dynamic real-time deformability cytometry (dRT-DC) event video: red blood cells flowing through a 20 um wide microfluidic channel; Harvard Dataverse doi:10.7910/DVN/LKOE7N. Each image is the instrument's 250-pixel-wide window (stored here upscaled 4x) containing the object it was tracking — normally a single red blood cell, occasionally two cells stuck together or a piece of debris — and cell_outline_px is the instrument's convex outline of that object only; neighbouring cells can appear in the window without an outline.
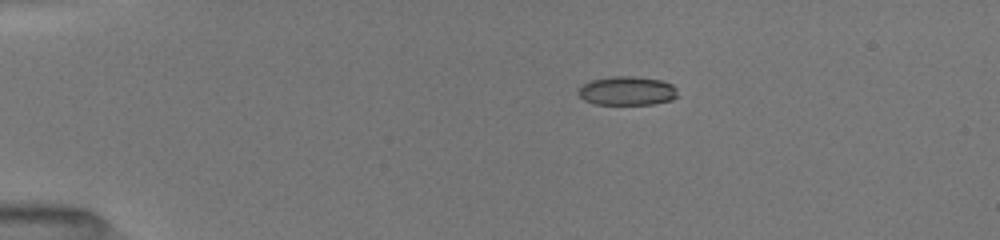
{"species": "common noctule bat (a hibernating species)", "species_latin": "Nyctalus noctula", "temperature_condition": "room temperature", "stored_images_in_passage": 15, "camera_frame_rate_fps": 3000, "um_per_image_px": 0.085, "animal": {"sex": "female", "body_mass_g": 19.5, "forearm_length_mm": 54.1}, "frame": {"image": 1, "passage_image": 1, "time_ms": 0.0, "image_size_px": [1000, 240], "cell_outline_px": [[680, 96], [672, 100], [652, 104], [596, 104], [584, 100], [576, 92], [584, 84], [592, 80], [612, 76], [632, 76], [660, 80], [672, 84], [676, 88]], "centroid_in_image_um": [53.34, 7.73], "position_along_channel_um": 31.7, "area_um2": 16.76}}
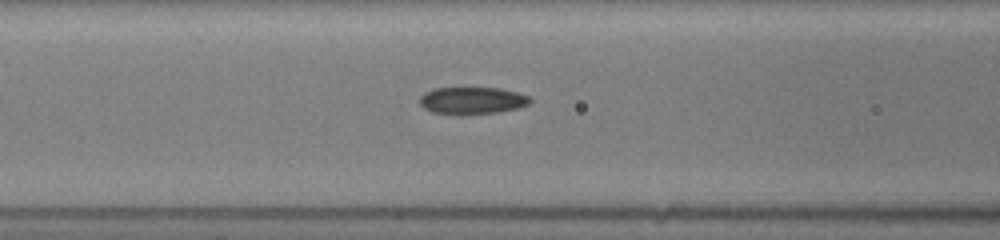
{"frame": {"image": 2, "passage_image": 11, "time_ms": 4.0, "image_size_px": [1000, 240], "cell_outline_px": [[532, 100], [528, 104], [520, 108], [496, 112], [460, 116], [432, 112], [424, 108], [420, 104], [420, 96], [424, 92], [432, 88], [500, 88], [516, 92], [528, 96]], "centroid_in_image_um": [40.1, 8.56], "position_along_channel_um": 126.5, "area_um2": 17.74}}
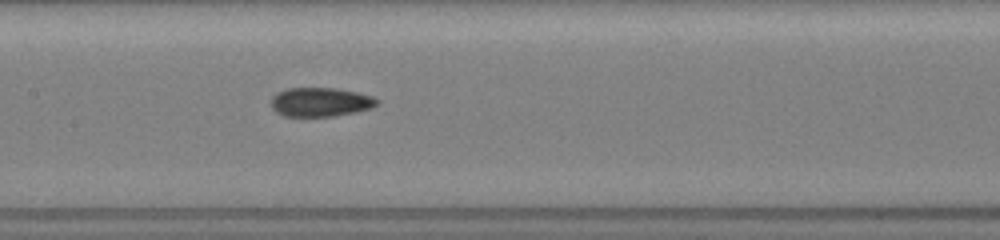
{"frame": {"image": 3, "passage_image": 15, "time_ms": 5.333, "image_size_px": [1000, 240], "cell_outline_px": [[380, 104], [372, 108], [356, 112], [332, 116], [284, 116], [276, 112], [272, 108], [272, 96], [276, 92], [288, 88], [336, 88], [356, 92], [372, 96], [380, 100]], "centroid_in_image_um": [27.26, 8.67], "position_along_channel_um": 180.1, "area_um2": 18.03}}